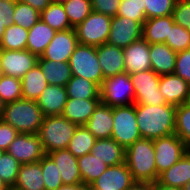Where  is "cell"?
Listing matches in <instances>:
<instances>
[{
	"label": "cell",
	"mask_w": 190,
	"mask_h": 190,
	"mask_svg": "<svg viewBox=\"0 0 190 190\" xmlns=\"http://www.w3.org/2000/svg\"><path fill=\"white\" fill-rule=\"evenodd\" d=\"M143 25L133 19L114 16L111 20L110 34L107 43L117 47H127L142 38Z\"/></svg>",
	"instance_id": "obj_12"
},
{
	"label": "cell",
	"mask_w": 190,
	"mask_h": 190,
	"mask_svg": "<svg viewBox=\"0 0 190 190\" xmlns=\"http://www.w3.org/2000/svg\"><path fill=\"white\" fill-rule=\"evenodd\" d=\"M55 190H88V187L83 183L73 185H61Z\"/></svg>",
	"instance_id": "obj_52"
},
{
	"label": "cell",
	"mask_w": 190,
	"mask_h": 190,
	"mask_svg": "<svg viewBox=\"0 0 190 190\" xmlns=\"http://www.w3.org/2000/svg\"><path fill=\"white\" fill-rule=\"evenodd\" d=\"M0 97L5 104L22 99L21 79L2 75L0 78Z\"/></svg>",
	"instance_id": "obj_41"
},
{
	"label": "cell",
	"mask_w": 190,
	"mask_h": 190,
	"mask_svg": "<svg viewBox=\"0 0 190 190\" xmlns=\"http://www.w3.org/2000/svg\"><path fill=\"white\" fill-rule=\"evenodd\" d=\"M101 99L68 98L61 116L78 126L85 125Z\"/></svg>",
	"instance_id": "obj_22"
},
{
	"label": "cell",
	"mask_w": 190,
	"mask_h": 190,
	"mask_svg": "<svg viewBox=\"0 0 190 190\" xmlns=\"http://www.w3.org/2000/svg\"><path fill=\"white\" fill-rule=\"evenodd\" d=\"M78 44L74 28L58 31L38 59H47L55 62H69Z\"/></svg>",
	"instance_id": "obj_14"
},
{
	"label": "cell",
	"mask_w": 190,
	"mask_h": 190,
	"mask_svg": "<svg viewBox=\"0 0 190 190\" xmlns=\"http://www.w3.org/2000/svg\"><path fill=\"white\" fill-rule=\"evenodd\" d=\"M44 117L35 100L22 98L5 104L2 120L19 133L38 134Z\"/></svg>",
	"instance_id": "obj_3"
},
{
	"label": "cell",
	"mask_w": 190,
	"mask_h": 190,
	"mask_svg": "<svg viewBox=\"0 0 190 190\" xmlns=\"http://www.w3.org/2000/svg\"><path fill=\"white\" fill-rule=\"evenodd\" d=\"M134 90L135 104L158 106L167 104L159 91L160 75L152 69L130 74Z\"/></svg>",
	"instance_id": "obj_9"
},
{
	"label": "cell",
	"mask_w": 190,
	"mask_h": 190,
	"mask_svg": "<svg viewBox=\"0 0 190 190\" xmlns=\"http://www.w3.org/2000/svg\"><path fill=\"white\" fill-rule=\"evenodd\" d=\"M84 126L96 139L111 138L113 130V107L100 102Z\"/></svg>",
	"instance_id": "obj_21"
},
{
	"label": "cell",
	"mask_w": 190,
	"mask_h": 190,
	"mask_svg": "<svg viewBox=\"0 0 190 190\" xmlns=\"http://www.w3.org/2000/svg\"><path fill=\"white\" fill-rule=\"evenodd\" d=\"M153 145L158 177L178 162L188 150L184 142L175 133L154 139Z\"/></svg>",
	"instance_id": "obj_10"
},
{
	"label": "cell",
	"mask_w": 190,
	"mask_h": 190,
	"mask_svg": "<svg viewBox=\"0 0 190 190\" xmlns=\"http://www.w3.org/2000/svg\"><path fill=\"white\" fill-rule=\"evenodd\" d=\"M96 138L82 125L78 126L71 138L68 150L76 157H82L87 153H91L92 147L95 145Z\"/></svg>",
	"instance_id": "obj_34"
},
{
	"label": "cell",
	"mask_w": 190,
	"mask_h": 190,
	"mask_svg": "<svg viewBox=\"0 0 190 190\" xmlns=\"http://www.w3.org/2000/svg\"><path fill=\"white\" fill-rule=\"evenodd\" d=\"M39 163L41 164L45 190H55L63 185L60 171L48 154H45Z\"/></svg>",
	"instance_id": "obj_39"
},
{
	"label": "cell",
	"mask_w": 190,
	"mask_h": 190,
	"mask_svg": "<svg viewBox=\"0 0 190 190\" xmlns=\"http://www.w3.org/2000/svg\"><path fill=\"white\" fill-rule=\"evenodd\" d=\"M7 190H19V189H17L14 186H12V187H8Z\"/></svg>",
	"instance_id": "obj_59"
},
{
	"label": "cell",
	"mask_w": 190,
	"mask_h": 190,
	"mask_svg": "<svg viewBox=\"0 0 190 190\" xmlns=\"http://www.w3.org/2000/svg\"><path fill=\"white\" fill-rule=\"evenodd\" d=\"M8 186L0 179V190H7Z\"/></svg>",
	"instance_id": "obj_56"
},
{
	"label": "cell",
	"mask_w": 190,
	"mask_h": 190,
	"mask_svg": "<svg viewBox=\"0 0 190 190\" xmlns=\"http://www.w3.org/2000/svg\"><path fill=\"white\" fill-rule=\"evenodd\" d=\"M4 106H5V103L2 101L0 97V120L2 119V116H3Z\"/></svg>",
	"instance_id": "obj_55"
},
{
	"label": "cell",
	"mask_w": 190,
	"mask_h": 190,
	"mask_svg": "<svg viewBox=\"0 0 190 190\" xmlns=\"http://www.w3.org/2000/svg\"><path fill=\"white\" fill-rule=\"evenodd\" d=\"M158 181L167 186L183 188L190 181L189 150L169 169L159 175Z\"/></svg>",
	"instance_id": "obj_25"
},
{
	"label": "cell",
	"mask_w": 190,
	"mask_h": 190,
	"mask_svg": "<svg viewBox=\"0 0 190 190\" xmlns=\"http://www.w3.org/2000/svg\"><path fill=\"white\" fill-rule=\"evenodd\" d=\"M127 190H153V182L135 181Z\"/></svg>",
	"instance_id": "obj_51"
},
{
	"label": "cell",
	"mask_w": 190,
	"mask_h": 190,
	"mask_svg": "<svg viewBox=\"0 0 190 190\" xmlns=\"http://www.w3.org/2000/svg\"><path fill=\"white\" fill-rule=\"evenodd\" d=\"M38 56L26 50L0 49V68L2 75L22 79L38 61Z\"/></svg>",
	"instance_id": "obj_11"
},
{
	"label": "cell",
	"mask_w": 190,
	"mask_h": 190,
	"mask_svg": "<svg viewBox=\"0 0 190 190\" xmlns=\"http://www.w3.org/2000/svg\"><path fill=\"white\" fill-rule=\"evenodd\" d=\"M5 26L4 24L0 21V44L2 42V39H3V35H4V32H5Z\"/></svg>",
	"instance_id": "obj_54"
},
{
	"label": "cell",
	"mask_w": 190,
	"mask_h": 190,
	"mask_svg": "<svg viewBox=\"0 0 190 190\" xmlns=\"http://www.w3.org/2000/svg\"><path fill=\"white\" fill-rule=\"evenodd\" d=\"M173 15L146 19L143 24L142 38L149 44L165 43L170 27L174 24Z\"/></svg>",
	"instance_id": "obj_24"
},
{
	"label": "cell",
	"mask_w": 190,
	"mask_h": 190,
	"mask_svg": "<svg viewBox=\"0 0 190 190\" xmlns=\"http://www.w3.org/2000/svg\"><path fill=\"white\" fill-rule=\"evenodd\" d=\"M3 152H4V151L0 149V157H1V155L3 154Z\"/></svg>",
	"instance_id": "obj_60"
},
{
	"label": "cell",
	"mask_w": 190,
	"mask_h": 190,
	"mask_svg": "<svg viewBox=\"0 0 190 190\" xmlns=\"http://www.w3.org/2000/svg\"><path fill=\"white\" fill-rule=\"evenodd\" d=\"M19 132L10 124L0 120V149L7 151L10 144L14 141Z\"/></svg>",
	"instance_id": "obj_48"
},
{
	"label": "cell",
	"mask_w": 190,
	"mask_h": 190,
	"mask_svg": "<svg viewBox=\"0 0 190 190\" xmlns=\"http://www.w3.org/2000/svg\"><path fill=\"white\" fill-rule=\"evenodd\" d=\"M182 190H190V181L182 188Z\"/></svg>",
	"instance_id": "obj_58"
},
{
	"label": "cell",
	"mask_w": 190,
	"mask_h": 190,
	"mask_svg": "<svg viewBox=\"0 0 190 190\" xmlns=\"http://www.w3.org/2000/svg\"><path fill=\"white\" fill-rule=\"evenodd\" d=\"M135 182L126 163L108 166L88 190H127Z\"/></svg>",
	"instance_id": "obj_15"
},
{
	"label": "cell",
	"mask_w": 190,
	"mask_h": 190,
	"mask_svg": "<svg viewBox=\"0 0 190 190\" xmlns=\"http://www.w3.org/2000/svg\"><path fill=\"white\" fill-rule=\"evenodd\" d=\"M165 44L176 53L190 49V33L187 29L174 23L170 27L169 37L166 38Z\"/></svg>",
	"instance_id": "obj_43"
},
{
	"label": "cell",
	"mask_w": 190,
	"mask_h": 190,
	"mask_svg": "<svg viewBox=\"0 0 190 190\" xmlns=\"http://www.w3.org/2000/svg\"><path fill=\"white\" fill-rule=\"evenodd\" d=\"M177 53L165 43L149 44L152 70L158 75L173 74Z\"/></svg>",
	"instance_id": "obj_23"
},
{
	"label": "cell",
	"mask_w": 190,
	"mask_h": 190,
	"mask_svg": "<svg viewBox=\"0 0 190 190\" xmlns=\"http://www.w3.org/2000/svg\"><path fill=\"white\" fill-rule=\"evenodd\" d=\"M125 163L135 181L158 180L152 139H140L125 149Z\"/></svg>",
	"instance_id": "obj_2"
},
{
	"label": "cell",
	"mask_w": 190,
	"mask_h": 190,
	"mask_svg": "<svg viewBox=\"0 0 190 190\" xmlns=\"http://www.w3.org/2000/svg\"><path fill=\"white\" fill-rule=\"evenodd\" d=\"M112 17L92 11L74 30L78 43L98 47L107 43Z\"/></svg>",
	"instance_id": "obj_8"
},
{
	"label": "cell",
	"mask_w": 190,
	"mask_h": 190,
	"mask_svg": "<svg viewBox=\"0 0 190 190\" xmlns=\"http://www.w3.org/2000/svg\"><path fill=\"white\" fill-rule=\"evenodd\" d=\"M174 74L190 85V49L177 52Z\"/></svg>",
	"instance_id": "obj_46"
},
{
	"label": "cell",
	"mask_w": 190,
	"mask_h": 190,
	"mask_svg": "<svg viewBox=\"0 0 190 190\" xmlns=\"http://www.w3.org/2000/svg\"><path fill=\"white\" fill-rule=\"evenodd\" d=\"M136 121L143 139H157L175 133L176 106L135 104Z\"/></svg>",
	"instance_id": "obj_1"
},
{
	"label": "cell",
	"mask_w": 190,
	"mask_h": 190,
	"mask_svg": "<svg viewBox=\"0 0 190 190\" xmlns=\"http://www.w3.org/2000/svg\"><path fill=\"white\" fill-rule=\"evenodd\" d=\"M144 3L145 16L150 19L172 15L176 0H144Z\"/></svg>",
	"instance_id": "obj_44"
},
{
	"label": "cell",
	"mask_w": 190,
	"mask_h": 190,
	"mask_svg": "<svg viewBox=\"0 0 190 190\" xmlns=\"http://www.w3.org/2000/svg\"><path fill=\"white\" fill-rule=\"evenodd\" d=\"M48 85L40 66L36 64L21 79L22 98L36 101Z\"/></svg>",
	"instance_id": "obj_30"
},
{
	"label": "cell",
	"mask_w": 190,
	"mask_h": 190,
	"mask_svg": "<svg viewBox=\"0 0 190 190\" xmlns=\"http://www.w3.org/2000/svg\"><path fill=\"white\" fill-rule=\"evenodd\" d=\"M28 41V29L11 24L5 28L0 49L4 50H26Z\"/></svg>",
	"instance_id": "obj_35"
},
{
	"label": "cell",
	"mask_w": 190,
	"mask_h": 190,
	"mask_svg": "<svg viewBox=\"0 0 190 190\" xmlns=\"http://www.w3.org/2000/svg\"><path fill=\"white\" fill-rule=\"evenodd\" d=\"M121 0H91L92 11L111 17L117 16Z\"/></svg>",
	"instance_id": "obj_47"
},
{
	"label": "cell",
	"mask_w": 190,
	"mask_h": 190,
	"mask_svg": "<svg viewBox=\"0 0 190 190\" xmlns=\"http://www.w3.org/2000/svg\"><path fill=\"white\" fill-rule=\"evenodd\" d=\"M124 50L125 72L134 74L142 71H147L151 68L149 57V43L143 38L132 42Z\"/></svg>",
	"instance_id": "obj_17"
},
{
	"label": "cell",
	"mask_w": 190,
	"mask_h": 190,
	"mask_svg": "<svg viewBox=\"0 0 190 190\" xmlns=\"http://www.w3.org/2000/svg\"><path fill=\"white\" fill-rule=\"evenodd\" d=\"M111 138L124 149L142 139L136 121L135 104L113 107Z\"/></svg>",
	"instance_id": "obj_7"
},
{
	"label": "cell",
	"mask_w": 190,
	"mask_h": 190,
	"mask_svg": "<svg viewBox=\"0 0 190 190\" xmlns=\"http://www.w3.org/2000/svg\"><path fill=\"white\" fill-rule=\"evenodd\" d=\"M63 6L73 28L92 12L91 0H69L63 3Z\"/></svg>",
	"instance_id": "obj_36"
},
{
	"label": "cell",
	"mask_w": 190,
	"mask_h": 190,
	"mask_svg": "<svg viewBox=\"0 0 190 190\" xmlns=\"http://www.w3.org/2000/svg\"><path fill=\"white\" fill-rule=\"evenodd\" d=\"M19 190H45L41 164L38 162L21 164L14 185Z\"/></svg>",
	"instance_id": "obj_27"
},
{
	"label": "cell",
	"mask_w": 190,
	"mask_h": 190,
	"mask_svg": "<svg viewBox=\"0 0 190 190\" xmlns=\"http://www.w3.org/2000/svg\"><path fill=\"white\" fill-rule=\"evenodd\" d=\"M25 4L30 5L34 9L38 10L40 13L50 5L51 0H17Z\"/></svg>",
	"instance_id": "obj_50"
},
{
	"label": "cell",
	"mask_w": 190,
	"mask_h": 190,
	"mask_svg": "<svg viewBox=\"0 0 190 190\" xmlns=\"http://www.w3.org/2000/svg\"><path fill=\"white\" fill-rule=\"evenodd\" d=\"M77 127L61 115L45 116L38 132L45 154L67 149Z\"/></svg>",
	"instance_id": "obj_4"
},
{
	"label": "cell",
	"mask_w": 190,
	"mask_h": 190,
	"mask_svg": "<svg viewBox=\"0 0 190 190\" xmlns=\"http://www.w3.org/2000/svg\"><path fill=\"white\" fill-rule=\"evenodd\" d=\"M40 19L56 32L73 28L70 25L64 6L61 3L51 2L40 13Z\"/></svg>",
	"instance_id": "obj_33"
},
{
	"label": "cell",
	"mask_w": 190,
	"mask_h": 190,
	"mask_svg": "<svg viewBox=\"0 0 190 190\" xmlns=\"http://www.w3.org/2000/svg\"><path fill=\"white\" fill-rule=\"evenodd\" d=\"M40 66L49 85H59L66 87L72 78L69 62H55L47 59H38Z\"/></svg>",
	"instance_id": "obj_29"
},
{
	"label": "cell",
	"mask_w": 190,
	"mask_h": 190,
	"mask_svg": "<svg viewBox=\"0 0 190 190\" xmlns=\"http://www.w3.org/2000/svg\"><path fill=\"white\" fill-rule=\"evenodd\" d=\"M67 100L66 87L48 85L36 99V103L44 116H54L61 115Z\"/></svg>",
	"instance_id": "obj_19"
},
{
	"label": "cell",
	"mask_w": 190,
	"mask_h": 190,
	"mask_svg": "<svg viewBox=\"0 0 190 190\" xmlns=\"http://www.w3.org/2000/svg\"><path fill=\"white\" fill-rule=\"evenodd\" d=\"M72 76L85 78L101 87L104 80L97 47L78 44L69 59Z\"/></svg>",
	"instance_id": "obj_6"
},
{
	"label": "cell",
	"mask_w": 190,
	"mask_h": 190,
	"mask_svg": "<svg viewBox=\"0 0 190 190\" xmlns=\"http://www.w3.org/2000/svg\"><path fill=\"white\" fill-rule=\"evenodd\" d=\"M153 190H182V188L167 186L156 180L155 182H153Z\"/></svg>",
	"instance_id": "obj_53"
},
{
	"label": "cell",
	"mask_w": 190,
	"mask_h": 190,
	"mask_svg": "<svg viewBox=\"0 0 190 190\" xmlns=\"http://www.w3.org/2000/svg\"><path fill=\"white\" fill-rule=\"evenodd\" d=\"M97 55L104 79L125 72L123 48L104 43L97 47Z\"/></svg>",
	"instance_id": "obj_18"
},
{
	"label": "cell",
	"mask_w": 190,
	"mask_h": 190,
	"mask_svg": "<svg viewBox=\"0 0 190 190\" xmlns=\"http://www.w3.org/2000/svg\"><path fill=\"white\" fill-rule=\"evenodd\" d=\"M91 153L108 166L125 162V149L112 138L97 139Z\"/></svg>",
	"instance_id": "obj_26"
},
{
	"label": "cell",
	"mask_w": 190,
	"mask_h": 190,
	"mask_svg": "<svg viewBox=\"0 0 190 190\" xmlns=\"http://www.w3.org/2000/svg\"><path fill=\"white\" fill-rule=\"evenodd\" d=\"M101 102L110 107L135 104V90L126 72L105 78L100 87Z\"/></svg>",
	"instance_id": "obj_5"
},
{
	"label": "cell",
	"mask_w": 190,
	"mask_h": 190,
	"mask_svg": "<svg viewBox=\"0 0 190 190\" xmlns=\"http://www.w3.org/2000/svg\"><path fill=\"white\" fill-rule=\"evenodd\" d=\"M7 152L21 164L38 162L45 155L38 134L19 133Z\"/></svg>",
	"instance_id": "obj_13"
},
{
	"label": "cell",
	"mask_w": 190,
	"mask_h": 190,
	"mask_svg": "<svg viewBox=\"0 0 190 190\" xmlns=\"http://www.w3.org/2000/svg\"><path fill=\"white\" fill-rule=\"evenodd\" d=\"M21 163L4 151L0 157V179L8 186L15 185Z\"/></svg>",
	"instance_id": "obj_40"
},
{
	"label": "cell",
	"mask_w": 190,
	"mask_h": 190,
	"mask_svg": "<svg viewBox=\"0 0 190 190\" xmlns=\"http://www.w3.org/2000/svg\"><path fill=\"white\" fill-rule=\"evenodd\" d=\"M172 15L174 22L190 33V0H176Z\"/></svg>",
	"instance_id": "obj_45"
},
{
	"label": "cell",
	"mask_w": 190,
	"mask_h": 190,
	"mask_svg": "<svg viewBox=\"0 0 190 190\" xmlns=\"http://www.w3.org/2000/svg\"><path fill=\"white\" fill-rule=\"evenodd\" d=\"M175 134L190 148V103L176 107Z\"/></svg>",
	"instance_id": "obj_37"
},
{
	"label": "cell",
	"mask_w": 190,
	"mask_h": 190,
	"mask_svg": "<svg viewBox=\"0 0 190 190\" xmlns=\"http://www.w3.org/2000/svg\"><path fill=\"white\" fill-rule=\"evenodd\" d=\"M48 155L53 159L60 171L63 185L82 183L77 158L68 150H55Z\"/></svg>",
	"instance_id": "obj_20"
},
{
	"label": "cell",
	"mask_w": 190,
	"mask_h": 190,
	"mask_svg": "<svg viewBox=\"0 0 190 190\" xmlns=\"http://www.w3.org/2000/svg\"><path fill=\"white\" fill-rule=\"evenodd\" d=\"M159 91L167 104L176 107L190 101V85L174 73L160 76Z\"/></svg>",
	"instance_id": "obj_16"
},
{
	"label": "cell",
	"mask_w": 190,
	"mask_h": 190,
	"mask_svg": "<svg viewBox=\"0 0 190 190\" xmlns=\"http://www.w3.org/2000/svg\"><path fill=\"white\" fill-rule=\"evenodd\" d=\"M40 20V12L28 4L16 0L13 23L22 26L23 28L30 29Z\"/></svg>",
	"instance_id": "obj_38"
},
{
	"label": "cell",
	"mask_w": 190,
	"mask_h": 190,
	"mask_svg": "<svg viewBox=\"0 0 190 190\" xmlns=\"http://www.w3.org/2000/svg\"><path fill=\"white\" fill-rule=\"evenodd\" d=\"M79 172L82 183L89 187L97 178H99L108 168V165L95 157L92 153L77 158Z\"/></svg>",
	"instance_id": "obj_31"
},
{
	"label": "cell",
	"mask_w": 190,
	"mask_h": 190,
	"mask_svg": "<svg viewBox=\"0 0 190 190\" xmlns=\"http://www.w3.org/2000/svg\"><path fill=\"white\" fill-rule=\"evenodd\" d=\"M51 1L55 2V3H61V4H63L65 2H67V1H69V0H51Z\"/></svg>",
	"instance_id": "obj_57"
},
{
	"label": "cell",
	"mask_w": 190,
	"mask_h": 190,
	"mask_svg": "<svg viewBox=\"0 0 190 190\" xmlns=\"http://www.w3.org/2000/svg\"><path fill=\"white\" fill-rule=\"evenodd\" d=\"M55 34L56 31L40 19L28 30L26 49L40 57Z\"/></svg>",
	"instance_id": "obj_28"
},
{
	"label": "cell",
	"mask_w": 190,
	"mask_h": 190,
	"mask_svg": "<svg viewBox=\"0 0 190 190\" xmlns=\"http://www.w3.org/2000/svg\"><path fill=\"white\" fill-rule=\"evenodd\" d=\"M68 98L100 99V87L90 80L72 76L66 85Z\"/></svg>",
	"instance_id": "obj_32"
},
{
	"label": "cell",
	"mask_w": 190,
	"mask_h": 190,
	"mask_svg": "<svg viewBox=\"0 0 190 190\" xmlns=\"http://www.w3.org/2000/svg\"><path fill=\"white\" fill-rule=\"evenodd\" d=\"M117 16L133 19L143 25L147 19L144 0H121Z\"/></svg>",
	"instance_id": "obj_42"
},
{
	"label": "cell",
	"mask_w": 190,
	"mask_h": 190,
	"mask_svg": "<svg viewBox=\"0 0 190 190\" xmlns=\"http://www.w3.org/2000/svg\"><path fill=\"white\" fill-rule=\"evenodd\" d=\"M16 0H0V21L5 27L13 24Z\"/></svg>",
	"instance_id": "obj_49"
}]
</instances>
